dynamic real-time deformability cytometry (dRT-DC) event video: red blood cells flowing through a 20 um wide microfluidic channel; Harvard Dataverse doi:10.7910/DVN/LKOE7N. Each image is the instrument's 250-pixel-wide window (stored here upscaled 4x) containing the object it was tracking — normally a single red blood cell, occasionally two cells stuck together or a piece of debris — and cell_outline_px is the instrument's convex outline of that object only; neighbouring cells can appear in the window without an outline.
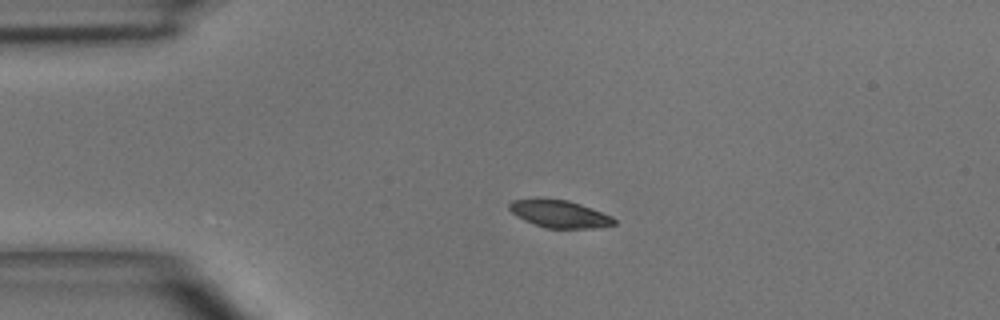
{"species": "common noctule bat (a hibernating species)", "species_latin": "Nyctalus noctula", "temperature_condition": "room temperature", "stored_images_in_passage": 3, "camera_frame_rate_fps": 3000, "um_per_image_px": 0.085, "animal": {"sex": "male", "body_mass_g": 15.6}, "frame": {"image": 1, "passage_image": 2, "time_ms": 2.333, "image_size_px": [1000, 320], "cell_outline_px": [[616, 224], [596, 228], [544, 228], [524, 220], [512, 212], [508, 208], [508, 204], [512, 200], [536, 196], [568, 200], [592, 208], [612, 216], [616, 220]], "centroid_in_image_um": [47.52, 18.15], "position_along_channel_um": 37.5, "area_um2": 17.22}}